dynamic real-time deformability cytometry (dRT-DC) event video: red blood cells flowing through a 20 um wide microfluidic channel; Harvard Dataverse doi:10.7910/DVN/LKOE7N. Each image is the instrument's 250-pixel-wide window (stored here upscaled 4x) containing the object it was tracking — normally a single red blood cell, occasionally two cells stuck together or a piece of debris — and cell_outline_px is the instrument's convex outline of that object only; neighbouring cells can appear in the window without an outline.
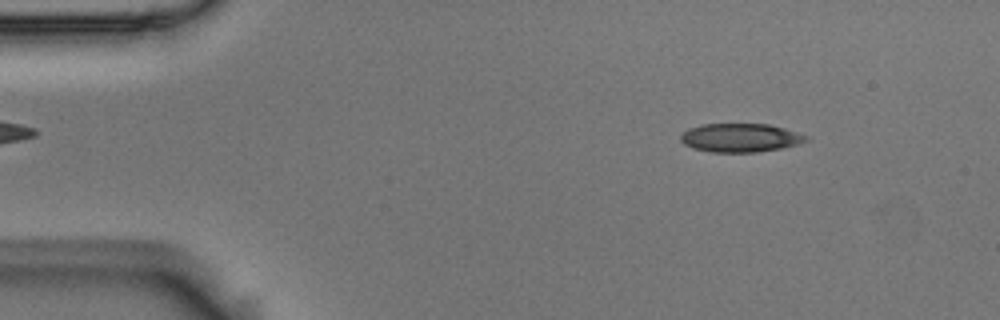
{"species": "Egyptian fruit bat (a non-hibernating species)", "species_latin": "Rousettus aegyptiacus", "temperature_condition": "room temperature", "stored_images_in_passage": 54, "camera_frame_rate_fps": 3000, "um_per_image_px": 0.085, "animal": {"sex": "male"}, "frame": {"image": 1, "passage_image": 7, "time_ms": 2.0, "image_size_px": [1000, 320], "cell_outline_px": [[808, 140], [796, 144], [780, 148], [756, 152], [708, 152], [692, 148], [684, 144], [680, 140], [680, 136], [688, 128], [700, 124], [768, 124], [784, 128], [808, 136]], "centroid_in_image_um": [62.88, 11.71], "position_along_channel_um": 22.1, "area_um2": 20.87}}
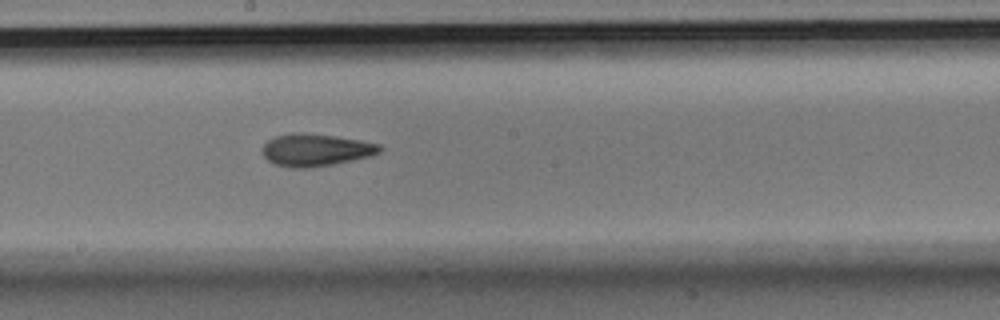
{"frame": {"image": 2, "passage_image": 29, "time_ms": 9.333, "image_size_px": [1000, 320], "cell_outline_px": [[384, 148], [380, 152], [372, 156], [332, 164], [308, 168], [292, 168], [276, 164], [268, 160], [264, 156], [264, 144], [268, 140], [276, 136], [296, 132], [332, 136], [360, 140], [380, 144]], "centroid_in_image_um": [26.88, 12.75], "position_along_channel_um": 221.3, "area_um2": 21.85}}
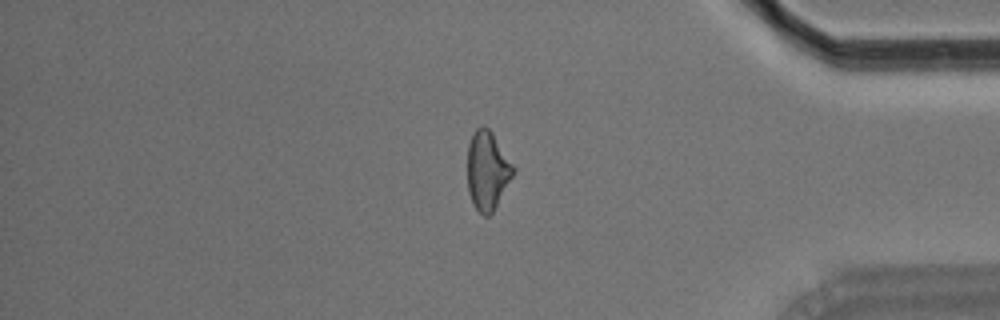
{"frame": {"image": 3, "passage_image": 45, "time_ms": 14.667, "image_size_px": [1000, 320], "cell_outline_px": [[516, 172], [492, 212], [488, 216], [484, 216], [472, 204], [468, 192], [468, 144], [472, 132], [480, 124], [484, 124], [492, 132], [516, 168]], "centroid_in_image_um": [41.43, 14.46], "position_along_channel_um": 393.8, "area_um2": 21.27}, "authors_computed_cell_mechanics": {"area_um2": 21.4149, "velocity_mm_per_s": 3.7324, "shape_relaxation_time_tau1_ms": 5.3857, "shape_relaxation_time_tau2_ms": 2.1626, "deformation_change_tau1": 0.1345, "deformation_change_tau2": 0.0931}}